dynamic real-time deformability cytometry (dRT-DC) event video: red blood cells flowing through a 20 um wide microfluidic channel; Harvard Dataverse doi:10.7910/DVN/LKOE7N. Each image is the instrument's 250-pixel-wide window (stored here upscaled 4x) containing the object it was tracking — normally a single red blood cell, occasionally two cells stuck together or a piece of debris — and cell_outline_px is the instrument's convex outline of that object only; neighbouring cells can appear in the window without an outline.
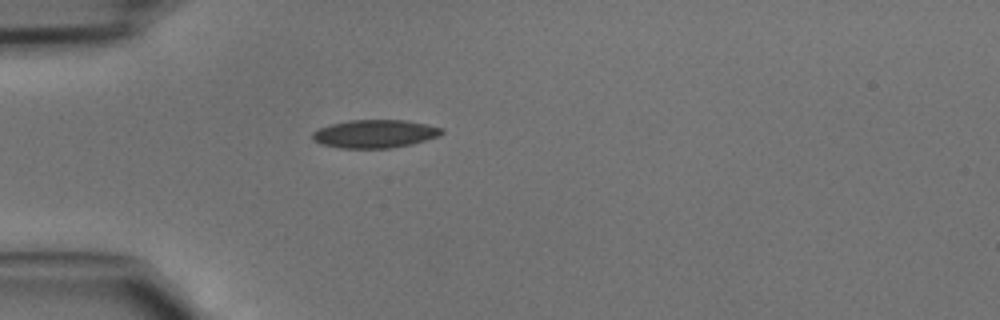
{"species": "common noctule bat (a hibernating species)", "species_latin": "Nyctalus noctula", "temperature_condition": "cold", "stored_images_in_passage": 29, "camera_frame_rate_fps": 3000, "um_per_image_px": 0.085, "animal": {"sex": "male", "body_mass_g": 15.6}, "frame": {"image": 1, "passage_image": 1, "time_ms": 0.0, "image_size_px": [1000, 320], "cell_outline_px": [[444, 132], [440, 136], [412, 144], [388, 148], [340, 148], [320, 144], [312, 140], [312, 132], [320, 128], [332, 124], [348, 120], [404, 120], [428, 124], [444, 128]], "centroid_in_image_um": [31.88, 11.37], "position_along_channel_um": 53.1, "area_um2": 21.33}}
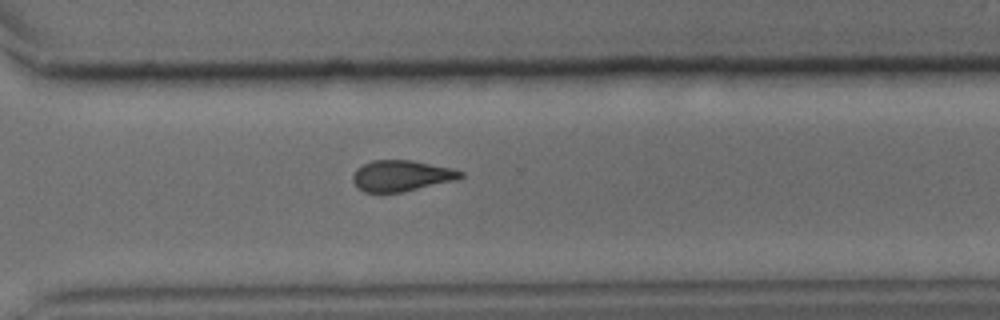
{"frame": {"image": 2, "passage_image": 21, "time_ms": 6.667, "image_size_px": [1000, 320], "cell_outline_px": [[464, 176], [456, 180], [400, 192], [364, 192], [352, 180], [352, 176], [356, 168], [372, 160], [412, 160], [452, 168], [464, 172]], "centroid_in_image_um": [34.13, 14.92], "position_along_channel_um": 336.5, "area_um2": 19.31}}